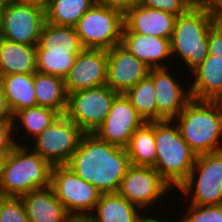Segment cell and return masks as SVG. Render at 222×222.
Returning <instances> with one entry per match:
<instances>
[{
  "instance_id": "1",
  "label": "cell",
  "mask_w": 222,
  "mask_h": 222,
  "mask_svg": "<svg viewBox=\"0 0 222 222\" xmlns=\"http://www.w3.org/2000/svg\"><path fill=\"white\" fill-rule=\"evenodd\" d=\"M101 194L116 193L131 165L127 149L84 133L77 150L66 164Z\"/></svg>"
},
{
  "instance_id": "2",
  "label": "cell",
  "mask_w": 222,
  "mask_h": 222,
  "mask_svg": "<svg viewBox=\"0 0 222 222\" xmlns=\"http://www.w3.org/2000/svg\"><path fill=\"white\" fill-rule=\"evenodd\" d=\"M173 122H178L181 136L197 156L222 151L220 101L191 99Z\"/></svg>"
},
{
  "instance_id": "3",
  "label": "cell",
  "mask_w": 222,
  "mask_h": 222,
  "mask_svg": "<svg viewBox=\"0 0 222 222\" xmlns=\"http://www.w3.org/2000/svg\"><path fill=\"white\" fill-rule=\"evenodd\" d=\"M216 22L209 2H196L176 16L171 38V54H178L191 73L209 55L208 32Z\"/></svg>"
},
{
  "instance_id": "4",
  "label": "cell",
  "mask_w": 222,
  "mask_h": 222,
  "mask_svg": "<svg viewBox=\"0 0 222 222\" xmlns=\"http://www.w3.org/2000/svg\"><path fill=\"white\" fill-rule=\"evenodd\" d=\"M29 146L16 145L5 157L0 194L20 197L50 187L52 165Z\"/></svg>"
},
{
  "instance_id": "5",
  "label": "cell",
  "mask_w": 222,
  "mask_h": 222,
  "mask_svg": "<svg viewBox=\"0 0 222 222\" xmlns=\"http://www.w3.org/2000/svg\"><path fill=\"white\" fill-rule=\"evenodd\" d=\"M173 123V120L155 121L157 157L153 168L171 188H178L194 167L197 155Z\"/></svg>"
},
{
  "instance_id": "6",
  "label": "cell",
  "mask_w": 222,
  "mask_h": 222,
  "mask_svg": "<svg viewBox=\"0 0 222 222\" xmlns=\"http://www.w3.org/2000/svg\"><path fill=\"white\" fill-rule=\"evenodd\" d=\"M74 27L85 49L109 50L121 44L124 13L95 2Z\"/></svg>"
},
{
  "instance_id": "7",
  "label": "cell",
  "mask_w": 222,
  "mask_h": 222,
  "mask_svg": "<svg viewBox=\"0 0 222 222\" xmlns=\"http://www.w3.org/2000/svg\"><path fill=\"white\" fill-rule=\"evenodd\" d=\"M50 187L76 222H84L92 214L101 196L93 184L82 180L66 164L52 166Z\"/></svg>"
},
{
  "instance_id": "8",
  "label": "cell",
  "mask_w": 222,
  "mask_h": 222,
  "mask_svg": "<svg viewBox=\"0 0 222 222\" xmlns=\"http://www.w3.org/2000/svg\"><path fill=\"white\" fill-rule=\"evenodd\" d=\"M178 190L187 197L193 194L192 205L222 204V151L197 156L194 167Z\"/></svg>"
},
{
  "instance_id": "9",
  "label": "cell",
  "mask_w": 222,
  "mask_h": 222,
  "mask_svg": "<svg viewBox=\"0 0 222 222\" xmlns=\"http://www.w3.org/2000/svg\"><path fill=\"white\" fill-rule=\"evenodd\" d=\"M118 94L107 85L69 93L64 115L84 133H94L104 122Z\"/></svg>"
},
{
  "instance_id": "10",
  "label": "cell",
  "mask_w": 222,
  "mask_h": 222,
  "mask_svg": "<svg viewBox=\"0 0 222 222\" xmlns=\"http://www.w3.org/2000/svg\"><path fill=\"white\" fill-rule=\"evenodd\" d=\"M83 134L84 132L63 114L34 138L35 145L32 150L52 166L64 165L77 150Z\"/></svg>"
},
{
  "instance_id": "11",
  "label": "cell",
  "mask_w": 222,
  "mask_h": 222,
  "mask_svg": "<svg viewBox=\"0 0 222 222\" xmlns=\"http://www.w3.org/2000/svg\"><path fill=\"white\" fill-rule=\"evenodd\" d=\"M171 189L153 167L130 165L121 181L118 193L142 212ZM150 205V206H149Z\"/></svg>"
},
{
  "instance_id": "12",
  "label": "cell",
  "mask_w": 222,
  "mask_h": 222,
  "mask_svg": "<svg viewBox=\"0 0 222 222\" xmlns=\"http://www.w3.org/2000/svg\"><path fill=\"white\" fill-rule=\"evenodd\" d=\"M45 23L43 7L12 3L5 6L1 38L25 45H37Z\"/></svg>"
},
{
  "instance_id": "13",
  "label": "cell",
  "mask_w": 222,
  "mask_h": 222,
  "mask_svg": "<svg viewBox=\"0 0 222 222\" xmlns=\"http://www.w3.org/2000/svg\"><path fill=\"white\" fill-rule=\"evenodd\" d=\"M145 121L132 106L129 98L119 93L111 106L104 122L95 130L94 134L110 144L126 148L131 136Z\"/></svg>"
},
{
  "instance_id": "14",
  "label": "cell",
  "mask_w": 222,
  "mask_h": 222,
  "mask_svg": "<svg viewBox=\"0 0 222 222\" xmlns=\"http://www.w3.org/2000/svg\"><path fill=\"white\" fill-rule=\"evenodd\" d=\"M108 54L105 49H84L64 78L67 94L106 85Z\"/></svg>"
},
{
  "instance_id": "15",
  "label": "cell",
  "mask_w": 222,
  "mask_h": 222,
  "mask_svg": "<svg viewBox=\"0 0 222 222\" xmlns=\"http://www.w3.org/2000/svg\"><path fill=\"white\" fill-rule=\"evenodd\" d=\"M107 54L106 85L113 91L125 94L149 74L150 68L121 44L107 50Z\"/></svg>"
},
{
  "instance_id": "16",
  "label": "cell",
  "mask_w": 222,
  "mask_h": 222,
  "mask_svg": "<svg viewBox=\"0 0 222 222\" xmlns=\"http://www.w3.org/2000/svg\"><path fill=\"white\" fill-rule=\"evenodd\" d=\"M168 69H150L148 74L155 87L157 121L173 120L191 100L190 91L184 90Z\"/></svg>"
},
{
  "instance_id": "17",
  "label": "cell",
  "mask_w": 222,
  "mask_h": 222,
  "mask_svg": "<svg viewBox=\"0 0 222 222\" xmlns=\"http://www.w3.org/2000/svg\"><path fill=\"white\" fill-rule=\"evenodd\" d=\"M175 19L176 16L171 13L138 4L124 13L123 32L155 35L171 40Z\"/></svg>"
},
{
  "instance_id": "18",
  "label": "cell",
  "mask_w": 222,
  "mask_h": 222,
  "mask_svg": "<svg viewBox=\"0 0 222 222\" xmlns=\"http://www.w3.org/2000/svg\"><path fill=\"white\" fill-rule=\"evenodd\" d=\"M121 45L150 69L167 68L163 62L172 57L171 40L155 35L122 32Z\"/></svg>"
},
{
  "instance_id": "19",
  "label": "cell",
  "mask_w": 222,
  "mask_h": 222,
  "mask_svg": "<svg viewBox=\"0 0 222 222\" xmlns=\"http://www.w3.org/2000/svg\"><path fill=\"white\" fill-rule=\"evenodd\" d=\"M20 197L30 222H76L51 187L34 190Z\"/></svg>"
},
{
  "instance_id": "20",
  "label": "cell",
  "mask_w": 222,
  "mask_h": 222,
  "mask_svg": "<svg viewBox=\"0 0 222 222\" xmlns=\"http://www.w3.org/2000/svg\"><path fill=\"white\" fill-rule=\"evenodd\" d=\"M192 74L195 79L188 86L191 99L219 101L222 98V59L208 55Z\"/></svg>"
},
{
  "instance_id": "21",
  "label": "cell",
  "mask_w": 222,
  "mask_h": 222,
  "mask_svg": "<svg viewBox=\"0 0 222 222\" xmlns=\"http://www.w3.org/2000/svg\"><path fill=\"white\" fill-rule=\"evenodd\" d=\"M139 211L140 208L118 192L101 194L92 214L84 222H139L142 216Z\"/></svg>"
},
{
  "instance_id": "22",
  "label": "cell",
  "mask_w": 222,
  "mask_h": 222,
  "mask_svg": "<svg viewBox=\"0 0 222 222\" xmlns=\"http://www.w3.org/2000/svg\"><path fill=\"white\" fill-rule=\"evenodd\" d=\"M36 46L16 43L0 37V71L2 76L37 72Z\"/></svg>"
},
{
  "instance_id": "23",
  "label": "cell",
  "mask_w": 222,
  "mask_h": 222,
  "mask_svg": "<svg viewBox=\"0 0 222 222\" xmlns=\"http://www.w3.org/2000/svg\"><path fill=\"white\" fill-rule=\"evenodd\" d=\"M83 47L75 27L44 23L36 51L58 54H79Z\"/></svg>"
},
{
  "instance_id": "24",
  "label": "cell",
  "mask_w": 222,
  "mask_h": 222,
  "mask_svg": "<svg viewBox=\"0 0 222 222\" xmlns=\"http://www.w3.org/2000/svg\"><path fill=\"white\" fill-rule=\"evenodd\" d=\"M34 88L37 106L51 108L60 115L65 114L68 94L63 78L35 72Z\"/></svg>"
},
{
  "instance_id": "25",
  "label": "cell",
  "mask_w": 222,
  "mask_h": 222,
  "mask_svg": "<svg viewBox=\"0 0 222 222\" xmlns=\"http://www.w3.org/2000/svg\"><path fill=\"white\" fill-rule=\"evenodd\" d=\"M2 85L13 115L21 109L37 106L34 73L4 75Z\"/></svg>"
},
{
  "instance_id": "26",
  "label": "cell",
  "mask_w": 222,
  "mask_h": 222,
  "mask_svg": "<svg viewBox=\"0 0 222 222\" xmlns=\"http://www.w3.org/2000/svg\"><path fill=\"white\" fill-rule=\"evenodd\" d=\"M126 149L131 165L154 167L157 157L155 122H145L138 128Z\"/></svg>"
},
{
  "instance_id": "27",
  "label": "cell",
  "mask_w": 222,
  "mask_h": 222,
  "mask_svg": "<svg viewBox=\"0 0 222 222\" xmlns=\"http://www.w3.org/2000/svg\"><path fill=\"white\" fill-rule=\"evenodd\" d=\"M96 0H49L44 8L45 22L58 26H75Z\"/></svg>"
},
{
  "instance_id": "28",
  "label": "cell",
  "mask_w": 222,
  "mask_h": 222,
  "mask_svg": "<svg viewBox=\"0 0 222 222\" xmlns=\"http://www.w3.org/2000/svg\"><path fill=\"white\" fill-rule=\"evenodd\" d=\"M125 95L145 122L157 121L155 87L149 75L129 89Z\"/></svg>"
},
{
  "instance_id": "29",
  "label": "cell",
  "mask_w": 222,
  "mask_h": 222,
  "mask_svg": "<svg viewBox=\"0 0 222 222\" xmlns=\"http://www.w3.org/2000/svg\"><path fill=\"white\" fill-rule=\"evenodd\" d=\"M59 116L60 114L57 111L47 107L36 106L24 108L13 115L14 130L15 132L20 130L19 127L21 126L17 124L21 123L23 125L22 128L26 130V134L28 133L34 140L35 137L41 134ZM15 122H17L16 125Z\"/></svg>"
},
{
  "instance_id": "30",
  "label": "cell",
  "mask_w": 222,
  "mask_h": 222,
  "mask_svg": "<svg viewBox=\"0 0 222 222\" xmlns=\"http://www.w3.org/2000/svg\"><path fill=\"white\" fill-rule=\"evenodd\" d=\"M78 54L48 53L36 51L37 72L65 78Z\"/></svg>"
},
{
  "instance_id": "31",
  "label": "cell",
  "mask_w": 222,
  "mask_h": 222,
  "mask_svg": "<svg viewBox=\"0 0 222 222\" xmlns=\"http://www.w3.org/2000/svg\"><path fill=\"white\" fill-rule=\"evenodd\" d=\"M181 222H222V204L192 205L190 204Z\"/></svg>"
},
{
  "instance_id": "32",
  "label": "cell",
  "mask_w": 222,
  "mask_h": 222,
  "mask_svg": "<svg viewBox=\"0 0 222 222\" xmlns=\"http://www.w3.org/2000/svg\"><path fill=\"white\" fill-rule=\"evenodd\" d=\"M0 222H30L21 197L3 195Z\"/></svg>"
},
{
  "instance_id": "33",
  "label": "cell",
  "mask_w": 222,
  "mask_h": 222,
  "mask_svg": "<svg viewBox=\"0 0 222 222\" xmlns=\"http://www.w3.org/2000/svg\"><path fill=\"white\" fill-rule=\"evenodd\" d=\"M195 3V0H140L139 4L178 16L185 13Z\"/></svg>"
},
{
  "instance_id": "34",
  "label": "cell",
  "mask_w": 222,
  "mask_h": 222,
  "mask_svg": "<svg viewBox=\"0 0 222 222\" xmlns=\"http://www.w3.org/2000/svg\"><path fill=\"white\" fill-rule=\"evenodd\" d=\"M13 125V120H0V155H7L16 145H21L12 137Z\"/></svg>"
},
{
  "instance_id": "35",
  "label": "cell",
  "mask_w": 222,
  "mask_h": 222,
  "mask_svg": "<svg viewBox=\"0 0 222 222\" xmlns=\"http://www.w3.org/2000/svg\"><path fill=\"white\" fill-rule=\"evenodd\" d=\"M208 52L212 59H222V23L215 22L208 32Z\"/></svg>"
},
{
  "instance_id": "36",
  "label": "cell",
  "mask_w": 222,
  "mask_h": 222,
  "mask_svg": "<svg viewBox=\"0 0 222 222\" xmlns=\"http://www.w3.org/2000/svg\"><path fill=\"white\" fill-rule=\"evenodd\" d=\"M96 2L125 13L128 9L138 5L140 0H96Z\"/></svg>"
},
{
  "instance_id": "37",
  "label": "cell",
  "mask_w": 222,
  "mask_h": 222,
  "mask_svg": "<svg viewBox=\"0 0 222 222\" xmlns=\"http://www.w3.org/2000/svg\"><path fill=\"white\" fill-rule=\"evenodd\" d=\"M0 120H13V113L7 103L3 85H0Z\"/></svg>"
},
{
  "instance_id": "38",
  "label": "cell",
  "mask_w": 222,
  "mask_h": 222,
  "mask_svg": "<svg viewBox=\"0 0 222 222\" xmlns=\"http://www.w3.org/2000/svg\"><path fill=\"white\" fill-rule=\"evenodd\" d=\"M216 22L222 23V0H210Z\"/></svg>"
},
{
  "instance_id": "39",
  "label": "cell",
  "mask_w": 222,
  "mask_h": 222,
  "mask_svg": "<svg viewBox=\"0 0 222 222\" xmlns=\"http://www.w3.org/2000/svg\"><path fill=\"white\" fill-rule=\"evenodd\" d=\"M17 3L31 4L45 8L47 0H16Z\"/></svg>"
},
{
  "instance_id": "40",
  "label": "cell",
  "mask_w": 222,
  "mask_h": 222,
  "mask_svg": "<svg viewBox=\"0 0 222 222\" xmlns=\"http://www.w3.org/2000/svg\"><path fill=\"white\" fill-rule=\"evenodd\" d=\"M156 217H150L149 215L146 217V215L145 216H143V214H142V216H141V218H140V220H139V222H170V221H167V220H159V218H157V219H155ZM172 222V221H171ZM175 222H181L180 220H177V221H175Z\"/></svg>"
},
{
  "instance_id": "41",
  "label": "cell",
  "mask_w": 222,
  "mask_h": 222,
  "mask_svg": "<svg viewBox=\"0 0 222 222\" xmlns=\"http://www.w3.org/2000/svg\"><path fill=\"white\" fill-rule=\"evenodd\" d=\"M4 11H5V6L0 4V36H1V31H2V26H3Z\"/></svg>"
},
{
  "instance_id": "42",
  "label": "cell",
  "mask_w": 222,
  "mask_h": 222,
  "mask_svg": "<svg viewBox=\"0 0 222 222\" xmlns=\"http://www.w3.org/2000/svg\"><path fill=\"white\" fill-rule=\"evenodd\" d=\"M12 3H16V0H0V4L3 6H8Z\"/></svg>"
},
{
  "instance_id": "43",
  "label": "cell",
  "mask_w": 222,
  "mask_h": 222,
  "mask_svg": "<svg viewBox=\"0 0 222 222\" xmlns=\"http://www.w3.org/2000/svg\"><path fill=\"white\" fill-rule=\"evenodd\" d=\"M6 155H0V180H1V175H2V168H3V163L5 160Z\"/></svg>"
},
{
  "instance_id": "44",
  "label": "cell",
  "mask_w": 222,
  "mask_h": 222,
  "mask_svg": "<svg viewBox=\"0 0 222 222\" xmlns=\"http://www.w3.org/2000/svg\"><path fill=\"white\" fill-rule=\"evenodd\" d=\"M2 202H3V194H0V210H1V207H2Z\"/></svg>"
},
{
  "instance_id": "45",
  "label": "cell",
  "mask_w": 222,
  "mask_h": 222,
  "mask_svg": "<svg viewBox=\"0 0 222 222\" xmlns=\"http://www.w3.org/2000/svg\"><path fill=\"white\" fill-rule=\"evenodd\" d=\"M196 2H209L210 0H195Z\"/></svg>"
},
{
  "instance_id": "46",
  "label": "cell",
  "mask_w": 222,
  "mask_h": 222,
  "mask_svg": "<svg viewBox=\"0 0 222 222\" xmlns=\"http://www.w3.org/2000/svg\"><path fill=\"white\" fill-rule=\"evenodd\" d=\"M0 85H2V74H1V71H0Z\"/></svg>"
}]
</instances>
